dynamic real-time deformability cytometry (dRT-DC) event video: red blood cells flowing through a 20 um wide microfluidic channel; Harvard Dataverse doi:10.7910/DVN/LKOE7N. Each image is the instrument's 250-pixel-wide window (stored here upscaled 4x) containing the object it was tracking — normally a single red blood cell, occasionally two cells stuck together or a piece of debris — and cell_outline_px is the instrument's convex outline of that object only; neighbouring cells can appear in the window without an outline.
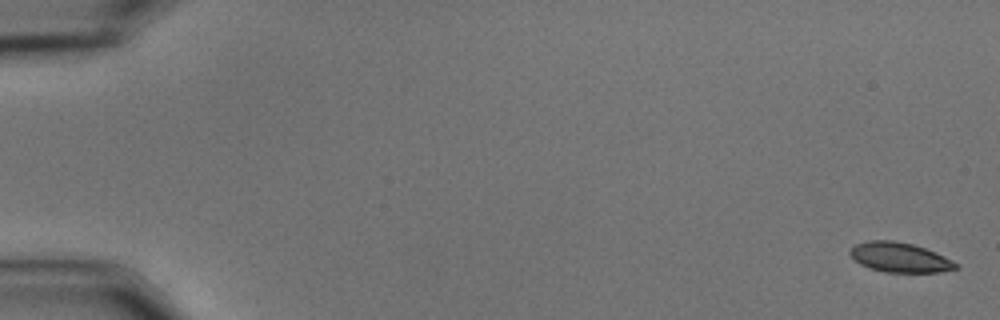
{"species": "common noctule bat (a hibernating species)", "species_latin": "Nyctalus noctula", "temperature_condition": "cold", "stored_images_in_passage": 58, "camera_frame_rate_fps": 3000, "um_per_image_px": 0.085, "animal": {"sex": "male", "body_mass_g": 15.6}, "frame": {"image": 1, "passage_image": 1, "time_ms": 0.0, "image_size_px": [1000, 320], "cell_outline_px": [[960, 268], [940, 272], [884, 272], [860, 264], [848, 252], [856, 244], [868, 240], [896, 240], [912, 244], [936, 252], [960, 264]], "centroid_in_image_um": [76.52, 21.87], "position_along_channel_um": 8.5, "area_um2": 18.32}}
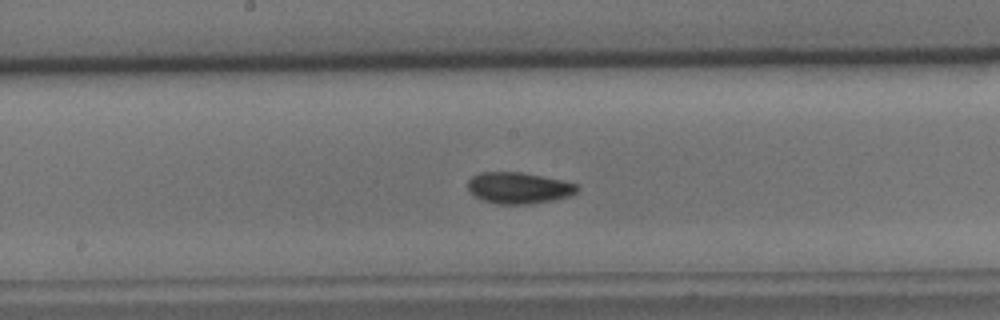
{"frame": {"image": 2, "passage_image": 31, "time_ms": 10.0, "image_size_px": [1000, 320], "cell_outline_px": [[580, 188], [576, 196], [532, 204], [496, 204], [484, 200], [476, 196], [468, 188], [468, 180], [472, 176], [480, 172], [520, 172], [560, 180], [576, 184]], "centroid_in_image_um": [44.15, 15.99], "position_along_channel_um": 204.1, "area_um2": 20.06}}
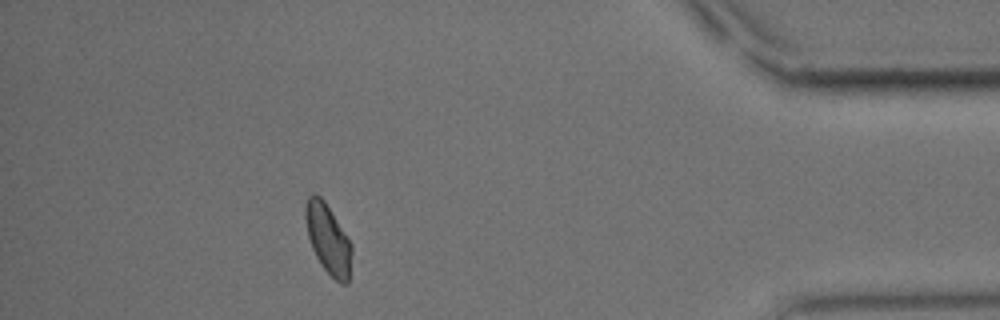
{"frame": {"image": 3, "passage_image": 52, "time_ms": 17.0, "image_size_px": [1000, 320], "cell_outline_px": [[352, 252], [348, 284], [340, 284], [320, 264], [312, 248], [308, 236], [304, 216], [304, 208], [308, 196], [312, 192], [316, 192], [324, 200], [352, 244]], "centroid_in_image_um": [27.87, 20.29], "position_along_channel_um": 407.3, "area_um2": 18.84}, "authors_computed_cell_mechanics": {"area_um2": 19.3052, "velocity_mm_per_s": 3.5087, "shape_relaxation_time_tau1_ms": 2.1305, "shape_relaxation_time_tau2_ms": null, "deformation_change_tau1": 0.0549, "deformation_change_tau2": null}}